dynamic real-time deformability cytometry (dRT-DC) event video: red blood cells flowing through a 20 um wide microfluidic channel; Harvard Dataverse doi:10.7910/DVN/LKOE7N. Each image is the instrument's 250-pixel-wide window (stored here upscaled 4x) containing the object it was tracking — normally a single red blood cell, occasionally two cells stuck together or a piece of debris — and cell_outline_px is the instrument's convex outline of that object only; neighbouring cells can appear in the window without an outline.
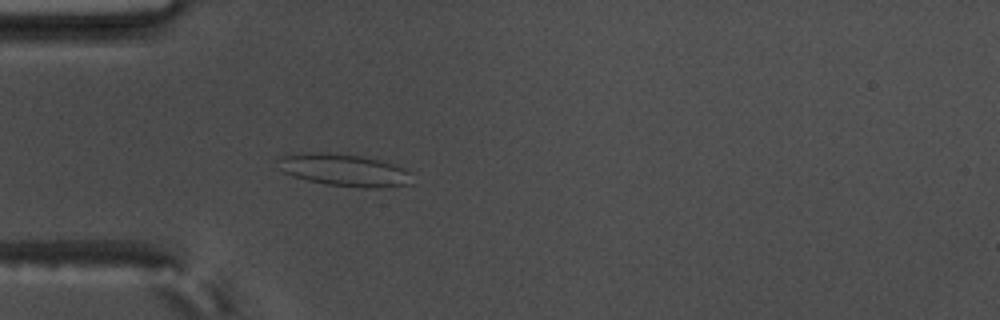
{"species": "common noctule bat (a hibernating species)", "species_latin": "Nyctalus noctula", "temperature_condition": "warm", "stored_images_in_passage": 46, "camera_frame_rate_fps": 3000, "um_per_image_px": 0.085, "animal": {"sex": "male", "body_mass_g": 17.5, "forearm_length_mm": 52.3}, "frame": {"image": 1, "passage_image": 7, "time_ms": 2.0, "image_size_px": [1000, 320], "cell_outline_px": [[412, 184], [380, 188], [364, 188], [324, 184], [292, 176], [276, 168], [276, 160], [284, 152], [328, 152], [360, 156], [392, 164], [404, 168], [412, 172]], "centroid_in_image_um": [29.16, 14.44], "position_along_channel_um": 55.8, "area_um2": 25.84}}
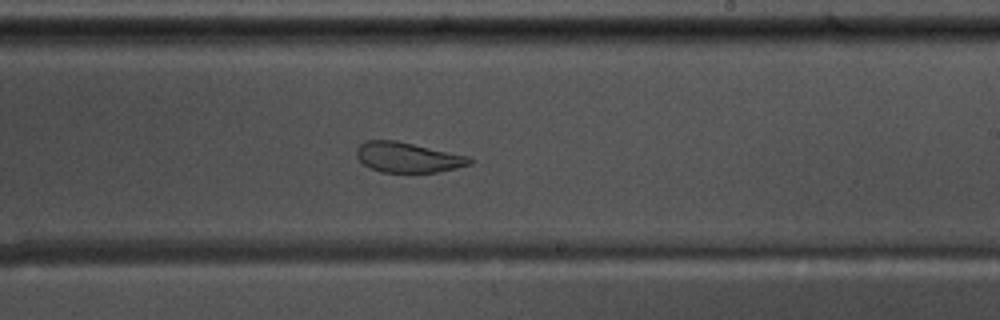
{"frame": {"image": 2, "passage_image": 24, "time_ms": 7.667, "image_size_px": [1000, 320], "cell_outline_px": [[472, 164], [456, 168], [436, 172], [380, 172], [364, 164], [356, 156], [356, 148], [364, 140], [396, 140], [468, 156], [472, 160]], "centroid_in_image_um": [34.64, 13.37], "position_along_channel_um": 254.4, "area_um2": 19.77}}
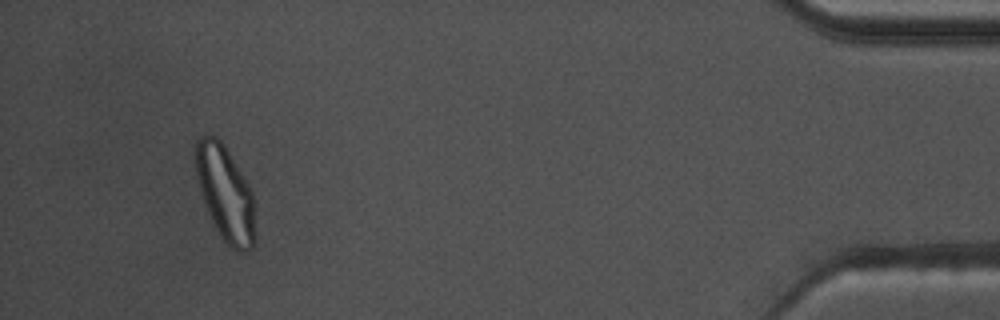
{"frame": {"image": 3, "passage_image": 43, "time_ms": 14.0, "image_size_px": [1000, 320], "cell_outline_px": [[256, 240], [252, 248], [244, 252], [232, 248], [224, 240], [216, 228], [212, 220], [200, 192], [196, 176], [196, 140], [200, 136], [212, 132], [224, 144], [248, 184], [252, 192], [256, 236]], "centroid_in_image_um": [19.16, 16.41], "position_along_channel_um": 416.0, "area_um2": 32.83}, "authors_computed_cell_mechanics": {"area_um2": 23.7558, "velocity_mm_per_s": 3.6244, "shape_relaxation_time_tau1_ms": null, "shape_relaxation_time_tau2_ms": 1.6702, "deformation_change_tau1": null, "deformation_change_tau2": 0.0782}}